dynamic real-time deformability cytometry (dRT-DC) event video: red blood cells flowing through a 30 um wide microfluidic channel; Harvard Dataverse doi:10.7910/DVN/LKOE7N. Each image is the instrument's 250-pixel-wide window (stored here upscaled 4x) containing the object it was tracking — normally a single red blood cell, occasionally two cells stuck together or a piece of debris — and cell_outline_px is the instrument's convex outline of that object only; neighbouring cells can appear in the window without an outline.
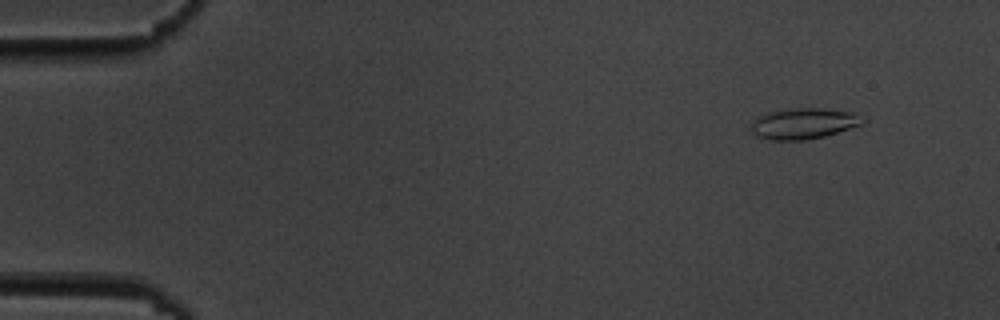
{"species": "common noctule bat (a hibernating species)", "species_latin": "Nyctalus noctula", "temperature_condition": "cold", "stored_images_in_passage": 6, "camera_frame_rate_fps": 3000, "um_per_image_px": 0.085, "animal": {"sex": "male", "body_mass_g": 19.5, "forearm_length_mm": 54.6}, "frame": {"image": 1, "passage_image": 2, "time_ms": 1.333, "image_size_px": [1000, 320], "cell_outline_px": [[864, 124], [824, 136], [804, 140], [772, 140], [756, 136], [752, 132], [752, 120], [756, 116], [768, 112], [792, 108], [820, 108], [852, 112], [864, 120]], "centroid_in_image_um": [68.26, 10.5], "position_along_channel_um": 16.7, "area_um2": 20.0}}